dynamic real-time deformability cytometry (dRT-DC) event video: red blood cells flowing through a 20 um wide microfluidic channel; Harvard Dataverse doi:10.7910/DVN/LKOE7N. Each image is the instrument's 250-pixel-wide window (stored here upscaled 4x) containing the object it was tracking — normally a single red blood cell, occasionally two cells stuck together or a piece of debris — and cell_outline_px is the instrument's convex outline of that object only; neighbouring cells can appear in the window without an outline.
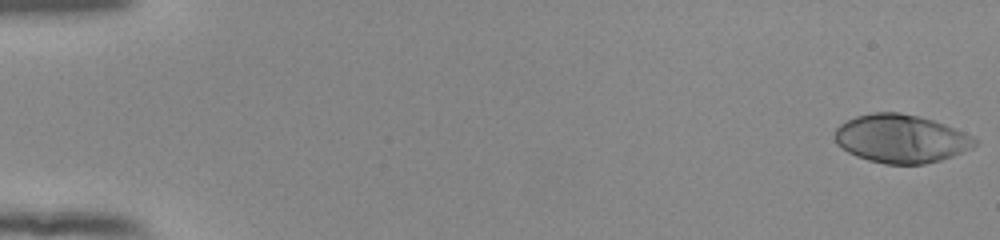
{"species": "human", "species_latin": "Homo sapiens", "temperature_condition": "room temperature", "stored_images_in_passage": 54, "camera_frame_rate_fps": 3000, "um_per_image_px": 0.085, "donor": {"sex": "female"}, "frame": {"image": 1, "passage_image": 1, "time_ms": 0.0, "image_size_px": [1000, 240], "cell_outline_px": [[980, 140], [972, 148], [952, 156], [940, 160], [924, 164], [884, 164], [868, 160], [856, 156], [848, 152], [836, 144], [836, 128], [840, 124], [856, 116], [872, 112], [900, 112], [920, 116], [944, 124], [964, 132]], "centroid_in_image_um": [76.59, 11.79], "position_along_channel_um": 8.4, "area_um2": 39.42}}
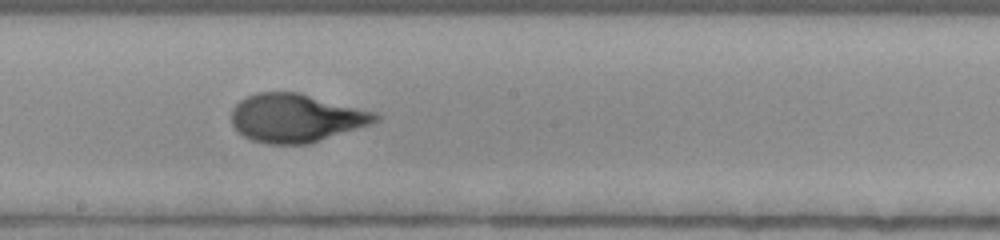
{"frame": {"image": 2, "passage_image": 31, "time_ms": 10.0, "image_size_px": [1000, 240], "cell_outline_px": [[384, 116], [380, 120], [372, 124], [308, 144], [268, 144], [252, 140], [244, 136], [232, 124], [232, 108], [240, 100], [256, 92], [300, 92], [376, 112]], "centroid_in_image_um": [25.2, 10.02], "position_along_channel_um": 223.0, "area_um2": 40.75}}
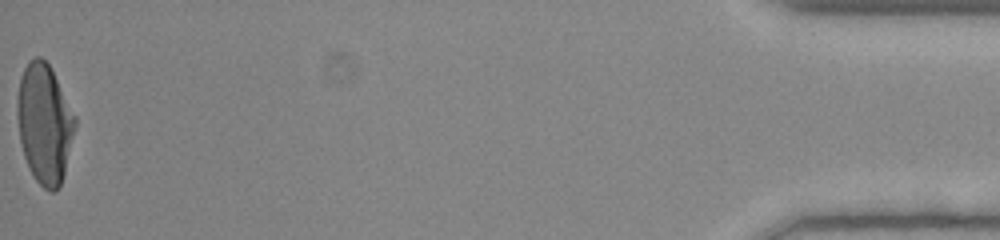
{"frame": {"image": 3, "passage_image": 54, "time_ms": 17.667, "image_size_px": [1000, 240], "cell_outline_px": [[76, 124], [64, 172], [60, 184], [56, 192], [48, 192], [36, 180], [28, 168], [24, 156], [20, 140], [16, 112], [16, 100], [20, 76], [28, 60], [36, 56], [40, 56], [48, 64], [76, 116]], "centroid_in_image_um": [3.75, 10.49], "position_along_channel_um": 431.4, "area_um2": 40.17}, "authors_computed_cell_mechanics": {"area_um2": 39.3618, "velocity_mm_per_s": 3.9023, "shape_relaxation_time_tau1_ms": 4.9366, "shape_relaxation_time_tau2_ms": null, "deformation_change_tau1": 0.2557, "deformation_change_tau2": null}}